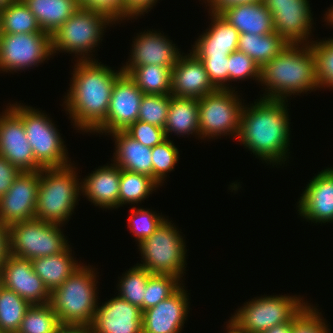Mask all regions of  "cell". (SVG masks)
Returning <instances> with one entry per match:
<instances>
[{
	"mask_svg": "<svg viewBox=\"0 0 333 333\" xmlns=\"http://www.w3.org/2000/svg\"><path fill=\"white\" fill-rule=\"evenodd\" d=\"M287 102L258 98L254 104L243 106L240 117L238 141L259 160L272 163L273 167L285 164L290 154L291 122Z\"/></svg>",
	"mask_w": 333,
	"mask_h": 333,
	"instance_id": "6da1fadb",
	"label": "cell"
},
{
	"mask_svg": "<svg viewBox=\"0 0 333 333\" xmlns=\"http://www.w3.org/2000/svg\"><path fill=\"white\" fill-rule=\"evenodd\" d=\"M73 70L64 109L74 128L93 133L106 119L114 83L123 70L115 72L98 60H77Z\"/></svg>",
	"mask_w": 333,
	"mask_h": 333,
	"instance_id": "7a4b0ae2",
	"label": "cell"
},
{
	"mask_svg": "<svg viewBox=\"0 0 333 333\" xmlns=\"http://www.w3.org/2000/svg\"><path fill=\"white\" fill-rule=\"evenodd\" d=\"M265 90L259 98L285 100L291 95L319 90L315 53L310 44L288 45L260 69ZM300 93V94H299Z\"/></svg>",
	"mask_w": 333,
	"mask_h": 333,
	"instance_id": "3957f363",
	"label": "cell"
},
{
	"mask_svg": "<svg viewBox=\"0 0 333 333\" xmlns=\"http://www.w3.org/2000/svg\"><path fill=\"white\" fill-rule=\"evenodd\" d=\"M76 172L73 163L39 171L35 218L58 225L69 221L81 195V178Z\"/></svg>",
	"mask_w": 333,
	"mask_h": 333,
	"instance_id": "277c9868",
	"label": "cell"
},
{
	"mask_svg": "<svg viewBox=\"0 0 333 333\" xmlns=\"http://www.w3.org/2000/svg\"><path fill=\"white\" fill-rule=\"evenodd\" d=\"M97 273L90 266L76 269L51 293L50 304L61 325L90 326L97 310ZM97 297V298H96Z\"/></svg>",
	"mask_w": 333,
	"mask_h": 333,
	"instance_id": "5b68a950",
	"label": "cell"
},
{
	"mask_svg": "<svg viewBox=\"0 0 333 333\" xmlns=\"http://www.w3.org/2000/svg\"><path fill=\"white\" fill-rule=\"evenodd\" d=\"M113 23L105 13L79 7L51 34V52L73 53L78 61L96 60L91 53L102 42L104 29Z\"/></svg>",
	"mask_w": 333,
	"mask_h": 333,
	"instance_id": "8992f818",
	"label": "cell"
},
{
	"mask_svg": "<svg viewBox=\"0 0 333 333\" xmlns=\"http://www.w3.org/2000/svg\"><path fill=\"white\" fill-rule=\"evenodd\" d=\"M172 222L165 219L150 237L138 245L143 261L137 265L151 274L172 275L182 280L187 265L186 243Z\"/></svg>",
	"mask_w": 333,
	"mask_h": 333,
	"instance_id": "52a82bcc",
	"label": "cell"
},
{
	"mask_svg": "<svg viewBox=\"0 0 333 333\" xmlns=\"http://www.w3.org/2000/svg\"><path fill=\"white\" fill-rule=\"evenodd\" d=\"M8 104L22 119L35 161L41 168L63 167L71 163L65 142L46 113L17 102Z\"/></svg>",
	"mask_w": 333,
	"mask_h": 333,
	"instance_id": "ba28073f",
	"label": "cell"
},
{
	"mask_svg": "<svg viewBox=\"0 0 333 333\" xmlns=\"http://www.w3.org/2000/svg\"><path fill=\"white\" fill-rule=\"evenodd\" d=\"M61 227L37 218L9 225V254L32 260L63 252L69 241Z\"/></svg>",
	"mask_w": 333,
	"mask_h": 333,
	"instance_id": "9c48e42d",
	"label": "cell"
},
{
	"mask_svg": "<svg viewBox=\"0 0 333 333\" xmlns=\"http://www.w3.org/2000/svg\"><path fill=\"white\" fill-rule=\"evenodd\" d=\"M301 296L271 295L244 302L231 318L247 333H264L290 322L307 304Z\"/></svg>",
	"mask_w": 333,
	"mask_h": 333,
	"instance_id": "30bf717a",
	"label": "cell"
},
{
	"mask_svg": "<svg viewBox=\"0 0 333 333\" xmlns=\"http://www.w3.org/2000/svg\"><path fill=\"white\" fill-rule=\"evenodd\" d=\"M243 99L235 89H217L198 99L200 139L231 135L237 138Z\"/></svg>",
	"mask_w": 333,
	"mask_h": 333,
	"instance_id": "8fae6325",
	"label": "cell"
},
{
	"mask_svg": "<svg viewBox=\"0 0 333 333\" xmlns=\"http://www.w3.org/2000/svg\"><path fill=\"white\" fill-rule=\"evenodd\" d=\"M51 56L49 33H0V71L14 73L38 67Z\"/></svg>",
	"mask_w": 333,
	"mask_h": 333,
	"instance_id": "7c38bea8",
	"label": "cell"
},
{
	"mask_svg": "<svg viewBox=\"0 0 333 333\" xmlns=\"http://www.w3.org/2000/svg\"><path fill=\"white\" fill-rule=\"evenodd\" d=\"M263 3L272 14L275 32L288 43L313 42L309 40L314 26L308 0H263Z\"/></svg>",
	"mask_w": 333,
	"mask_h": 333,
	"instance_id": "4fadbf2b",
	"label": "cell"
},
{
	"mask_svg": "<svg viewBox=\"0 0 333 333\" xmlns=\"http://www.w3.org/2000/svg\"><path fill=\"white\" fill-rule=\"evenodd\" d=\"M142 90L126 73H122L115 81L111 94L106 119L93 131L110 134L125 130L138 120Z\"/></svg>",
	"mask_w": 333,
	"mask_h": 333,
	"instance_id": "5bb4252c",
	"label": "cell"
},
{
	"mask_svg": "<svg viewBox=\"0 0 333 333\" xmlns=\"http://www.w3.org/2000/svg\"><path fill=\"white\" fill-rule=\"evenodd\" d=\"M0 280L2 286L16 292L30 305L50 303L51 293L33 271L31 259L8 253L0 269Z\"/></svg>",
	"mask_w": 333,
	"mask_h": 333,
	"instance_id": "9a60e30c",
	"label": "cell"
},
{
	"mask_svg": "<svg viewBox=\"0 0 333 333\" xmlns=\"http://www.w3.org/2000/svg\"><path fill=\"white\" fill-rule=\"evenodd\" d=\"M39 171H22L0 198V222L9 226L35 218Z\"/></svg>",
	"mask_w": 333,
	"mask_h": 333,
	"instance_id": "2e32d148",
	"label": "cell"
},
{
	"mask_svg": "<svg viewBox=\"0 0 333 333\" xmlns=\"http://www.w3.org/2000/svg\"><path fill=\"white\" fill-rule=\"evenodd\" d=\"M0 155L21 171H40L22 119L7 106L0 114Z\"/></svg>",
	"mask_w": 333,
	"mask_h": 333,
	"instance_id": "e0dca14e",
	"label": "cell"
},
{
	"mask_svg": "<svg viewBox=\"0 0 333 333\" xmlns=\"http://www.w3.org/2000/svg\"><path fill=\"white\" fill-rule=\"evenodd\" d=\"M143 311L120 296L97 306L90 329L92 333H142Z\"/></svg>",
	"mask_w": 333,
	"mask_h": 333,
	"instance_id": "ac0fdd59",
	"label": "cell"
},
{
	"mask_svg": "<svg viewBox=\"0 0 333 333\" xmlns=\"http://www.w3.org/2000/svg\"><path fill=\"white\" fill-rule=\"evenodd\" d=\"M185 289L182 285L170 297L143 311L142 333H181L190 310Z\"/></svg>",
	"mask_w": 333,
	"mask_h": 333,
	"instance_id": "d6986e66",
	"label": "cell"
},
{
	"mask_svg": "<svg viewBox=\"0 0 333 333\" xmlns=\"http://www.w3.org/2000/svg\"><path fill=\"white\" fill-rule=\"evenodd\" d=\"M297 202L298 215L313 223L333 222V167L315 175Z\"/></svg>",
	"mask_w": 333,
	"mask_h": 333,
	"instance_id": "ffe728a7",
	"label": "cell"
},
{
	"mask_svg": "<svg viewBox=\"0 0 333 333\" xmlns=\"http://www.w3.org/2000/svg\"><path fill=\"white\" fill-rule=\"evenodd\" d=\"M216 90L202 61L191 51L182 53L171 69V95L200 99Z\"/></svg>",
	"mask_w": 333,
	"mask_h": 333,
	"instance_id": "44dd1931",
	"label": "cell"
},
{
	"mask_svg": "<svg viewBox=\"0 0 333 333\" xmlns=\"http://www.w3.org/2000/svg\"><path fill=\"white\" fill-rule=\"evenodd\" d=\"M137 33L133 39L130 58L123 66L159 65L170 67L176 64L182 54L178 46L165 35L155 30Z\"/></svg>",
	"mask_w": 333,
	"mask_h": 333,
	"instance_id": "7402d4cb",
	"label": "cell"
},
{
	"mask_svg": "<svg viewBox=\"0 0 333 333\" xmlns=\"http://www.w3.org/2000/svg\"><path fill=\"white\" fill-rule=\"evenodd\" d=\"M92 172L81 181V194L102 209L119 208L121 169L111 163Z\"/></svg>",
	"mask_w": 333,
	"mask_h": 333,
	"instance_id": "603a6c76",
	"label": "cell"
},
{
	"mask_svg": "<svg viewBox=\"0 0 333 333\" xmlns=\"http://www.w3.org/2000/svg\"><path fill=\"white\" fill-rule=\"evenodd\" d=\"M211 23L192 45L197 57H228L237 51L240 33L221 15L209 14Z\"/></svg>",
	"mask_w": 333,
	"mask_h": 333,
	"instance_id": "cb8c5ba5",
	"label": "cell"
},
{
	"mask_svg": "<svg viewBox=\"0 0 333 333\" xmlns=\"http://www.w3.org/2000/svg\"><path fill=\"white\" fill-rule=\"evenodd\" d=\"M106 135L114 137V164L120 169L137 172L153 178L152 148L144 146L129 136L124 130L114 131Z\"/></svg>",
	"mask_w": 333,
	"mask_h": 333,
	"instance_id": "d4e9b609",
	"label": "cell"
},
{
	"mask_svg": "<svg viewBox=\"0 0 333 333\" xmlns=\"http://www.w3.org/2000/svg\"><path fill=\"white\" fill-rule=\"evenodd\" d=\"M220 15L240 34L265 35L275 31L272 14L263 2L234 6Z\"/></svg>",
	"mask_w": 333,
	"mask_h": 333,
	"instance_id": "484cf974",
	"label": "cell"
},
{
	"mask_svg": "<svg viewBox=\"0 0 333 333\" xmlns=\"http://www.w3.org/2000/svg\"><path fill=\"white\" fill-rule=\"evenodd\" d=\"M31 264L33 271L43 280L50 293L82 265L72 255L70 245L59 254L32 259Z\"/></svg>",
	"mask_w": 333,
	"mask_h": 333,
	"instance_id": "4316f807",
	"label": "cell"
},
{
	"mask_svg": "<svg viewBox=\"0 0 333 333\" xmlns=\"http://www.w3.org/2000/svg\"><path fill=\"white\" fill-rule=\"evenodd\" d=\"M165 137L174 132L182 137L184 135H198L199 133V109L198 99L187 97H176L171 95L167 121L164 127ZM170 133V134H169Z\"/></svg>",
	"mask_w": 333,
	"mask_h": 333,
	"instance_id": "83f0119b",
	"label": "cell"
},
{
	"mask_svg": "<svg viewBox=\"0 0 333 333\" xmlns=\"http://www.w3.org/2000/svg\"><path fill=\"white\" fill-rule=\"evenodd\" d=\"M41 29L50 35L80 7L77 0H23Z\"/></svg>",
	"mask_w": 333,
	"mask_h": 333,
	"instance_id": "f1b7e54d",
	"label": "cell"
},
{
	"mask_svg": "<svg viewBox=\"0 0 333 333\" xmlns=\"http://www.w3.org/2000/svg\"><path fill=\"white\" fill-rule=\"evenodd\" d=\"M288 42L277 32L265 35L240 34L237 50L248 55L260 68L277 56Z\"/></svg>",
	"mask_w": 333,
	"mask_h": 333,
	"instance_id": "f546056e",
	"label": "cell"
},
{
	"mask_svg": "<svg viewBox=\"0 0 333 333\" xmlns=\"http://www.w3.org/2000/svg\"><path fill=\"white\" fill-rule=\"evenodd\" d=\"M144 94L171 95V68L159 65L122 66Z\"/></svg>",
	"mask_w": 333,
	"mask_h": 333,
	"instance_id": "4dcf8cb0",
	"label": "cell"
},
{
	"mask_svg": "<svg viewBox=\"0 0 333 333\" xmlns=\"http://www.w3.org/2000/svg\"><path fill=\"white\" fill-rule=\"evenodd\" d=\"M43 30L23 0H13L0 10V33H42Z\"/></svg>",
	"mask_w": 333,
	"mask_h": 333,
	"instance_id": "1f68e13d",
	"label": "cell"
},
{
	"mask_svg": "<svg viewBox=\"0 0 333 333\" xmlns=\"http://www.w3.org/2000/svg\"><path fill=\"white\" fill-rule=\"evenodd\" d=\"M158 187L160 185L151 176L121 169L119 207L130 203L138 205Z\"/></svg>",
	"mask_w": 333,
	"mask_h": 333,
	"instance_id": "d6a6232c",
	"label": "cell"
},
{
	"mask_svg": "<svg viewBox=\"0 0 333 333\" xmlns=\"http://www.w3.org/2000/svg\"><path fill=\"white\" fill-rule=\"evenodd\" d=\"M31 305L16 292L0 287V331L17 333L25 312Z\"/></svg>",
	"mask_w": 333,
	"mask_h": 333,
	"instance_id": "836d02e7",
	"label": "cell"
},
{
	"mask_svg": "<svg viewBox=\"0 0 333 333\" xmlns=\"http://www.w3.org/2000/svg\"><path fill=\"white\" fill-rule=\"evenodd\" d=\"M60 325L50 303L31 305L25 312L17 333H54Z\"/></svg>",
	"mask_w": 333,
	"mask_h": 333,
	"instance_id": "e575fe53",
	"label": "cell"
},
{
	"mask_svg": "<svg viewBox=\"0 0 333 333\" xmlns=\"http://www.w3.org/2000/svg\"><path fill=\"white\" fill-rule=\"evenodd\" d=\"M122 275L117 285V290L119 291L118 296L138 306L143 311L145 287L153 274L136 264Z\"/></svg>",
	"mask_w": 333,
	"mask_h": 333,
	"instance_id": "d590c367",
	"label": "cell"
},
{
	"mask_svg": "<svg viewBox=\"0 0 333 333\" xmlns=\"http://www.w3.org/2000/svg\"><path fill=\"white\" fill-rule=\"evenodd\" d=\"M180 282L179 278L172 275L153 274L145 287L143 311L174 294L183 285Z\"/></svg>",
	"mask_w": 333,
	"mask_h": 333,
	"instance_id": "8d00e7d4",
	"label": "cell"
},
{
	"mask_svg": "<svg viewBox=\"0 0 333 333\" xmlns=\"http://www.w3.org/2000/svg\"><path fill=\"white\" fill-rule=\"evenodd\" d=\"M179 156L178 148L169 138L152 147L153 178L160 186L166 180V173L174 170Z\"/></svg>",
	"mask_w": 333,
	"mask_h": 333,
	"instance_id": "74e56055",
	"label": "cell"
},
{
	"mask_svg": "<svg viewBox=\"0 0 333 333\" xmlns=\"http://www.w3.org/2000/svg\"><path fill=\"white\" fill-rule=\"evenodd\" d=\"M170 101L171 95L144 94L140 103L138 120L164 129Z\"/></svg>",
	"mask_w": 333,
	"mask_h": 333,
	"instance_id": "f35d334b",
	"label": "cell"
},
{
	"mask_svg": "<svg viewBox=\"0 0 333 333\" xmlns=\"http://www.w3.org/2000/svg\"><path fill=\"white\" fill-rule=\"evenodd\" d=\"M327 39L313 41L310 46L315 53L316 77L320 88L333 89V38Z\"/></svg>",
	"mask_w": 333,
	"mask_h": 333,
	"instance_id": "ab89813d",
	"label": "cell"
},
{
	"mask_svg": "<svg viewBox=\"0 0 333 333\" xmlns=\"http://www.w3.org/2000/svg\"><path fill=\"white\" fill-rule=\"evenodd\" d=\"M128 218V227L138 245L146 238L150 237L159 225L166 219L160 213L150 209L132 207Z\"/></svg>",
	"mask_w": 333,
	"mask_h": 333,
	"instance_id": "60d3db41",
	"label": "cell"
},
{
	"mask_svg": "<svg viewBox=\"0 0 333 333\" xmlns=\"http://www.w3.org/2000/svg\"><path fill=\"white\" fill-rule=\"evenodd\" d=\"M311 304L307 303L292 319V333H331L320 310Z\"/></svg>",
	"mask_w": 333,
	"mask_h": 333,
	"instance_id": "b9f144b4",
	"label": "cell"
},
{
	"mask_svg": "<svg viewBox=\"0 0 333 333\" xmlns=\"http://www.w3.org/2000/svg\"><path fill=\"white\" fill-rule=\"evenodd\" d=\"M260 66L248 55L240 51H234L229 55V83L237 80L255 79L260 81Z\"/></svg>",
	"mask_w": 333,
	"mask_h": 333,
	"instance_id": "7bdbcfd3",
	"label": "cell"
},
{
	"mask_svg": "<svg viewBox=\"0 0 333 333\" xmlns=\"http://www.w3.org/2000/svg\"><path fill=\"white\" fill-rule=\"evenodd\" d=\"M129 136L142 143L144 146L152 148L166 139L163 128L137 120L124 130Z\"/></svg>",
	"mask_w": 333,
	"mask_h": 333,
	"instance_id": "ee69618b",
	"label": "cell"
},
{
	"mask_svg": "<svg viewBox=\"0 0 333 333\" xmlns=\"http://www.w3.org/2000/svg\"><path fill=\"white\" fill-rule=\"evenodd\" d=\"M204 64L212 85L216 89H234L229 85L228 57H198ZM228 83V84H227ZM230 87V88H229Z\"/></svg>",
	"mask_w": 333,
	"mask_h": 333,
	"instance_id": "f6af8a7d",
	"label": "cell"
},
{
	"mask_svg": "<svg viewBox=\"0 0 333 333\" xmlns=\"http://www.w3.org/2000/svg\"><path fill=\"white\" fill-rule=\"evenodd\" d=\"M81 8L92 9L109 16L114 22L123 20V0H77Z\"/></svg>",
	"mask_w": 333,
	"mask_h": 333,
	"instance_id": "bcb514c9",
	"label": "cell"
},
{
	"mask_svg": "<svg viewBox=\"0 0 333 333\" xmlns=\"http://www.w3.org/2000/svg\"><path fill=\"white\" fill-rule=\"evenodd\" d=\"M157 2L158 0H123V20L136 19L150 11Z\"/></svg>",
	"mask_w": 333,
	"mask_h": 333,
	"instance_id": "7dc6e473",
	"label": "cell"
},
{
	"mask_svg": "<svg viewBox=\"0 0 333 333\" xmlns=\"http://www.w3.org/2000/svg\"><path fill=\"white\" fill-rule=\"evenodd\" d=\"M22 171L0 155V198L7 193Z\"/></svg>",
	"mask_w": 333,
	"mask_h": 333,
	"instance_id": "c3c4849f",
	"label": "cell"
},
{
	"mask_svg": "<svg viewBox=\"0 0 333 333\" xmlns=\"http://www.w3.org/2000/svg\"><path fill=\"white\" fill-rule=\"evenodd\" d=\"M203 1L205 4H208L206 6L209 7L208 8L209 14L211 13V14H216V15H220L222 12H224L228 8H231L234 6L263 2V0H203Z\"/></svg>",
	"mask_w": 333,
	"mask_h": 333,
	"instance_id": "681fc988",
	"label": "cell"
},
{
	"mask_svg": "<svg viewBox=\"0 0 333 333\" xmlns=\"http://www.w3.org/2000/svg\"><path fill=\"white\" fill-rule=\"evenodd\" d=\"M8 253V226L0 222V269Z\"/></svg>",
	"mask_w": 333,
	"mask_h": 333,
	"instance_id": "f907efd6",
	"label": "cell"
},
{
	"mask_svg": "<svg viewBox=\"0 0 333 333\" xmlns=\"http://www.w3.org/2000/svg\"><path fill=\"white\" fill-rule=\"evenodd\" d=\"M54 333H92L90 326L60 325Z\"/></svg>",
	"mask_w": 333,
	"mask_h": 333,
	"instance_id": "816d5d0a",
	"label": "cell"
},
{
	"mask_svg": "<svg viewBox=\"0 0 333 333\" xmlns=\"http://www.w3.org/2000/svg\"><path fill=\"white\" fill-rule=\"evenodd\" d=\"M264 333H292V320L266 330Z\"/></svg>",
	"mask_w": 333,
	"mask_h": 333,
	"instance_id": "f5cc1de1",
	"label": "cell"
},
{
	"mask_svg": "<svg viewBox=\"0 0 333 333\" xmlns=\"http://www.w3.org/2000/svg\"><path fill=\"white\" fill-rule=\"evenodd\" d=\"M226 333H247L231 317L226 325Z\"/></svg>",
	"mask_w": 333,
	"mask_h": 333,
	"instance_id": "db71d44e",
	"label": "cell"
},
{
	"mask_svg": "<svg viewBox=\"0 0 333 333\" xmlns=\"http://www.w3.org/2000/svg\"><path fill=\"white\" fill-rule=\"evenodd\" d=\"M324 15H325L324 21H326L328 25L333 26V6L330 7V9L328 8V11Z\"/></svg>",
	"mask_w": 333,
	"mask_h": 333,
	"instance_id": "11a10c76",
	"label": "cell"
},
{
	"mask_svg": "<svg viewBox=\"0 0 333 333\" xmlns=\"http://www.w3.org/2000/svg\"><path fill=\"white\" fill-rule=\"evenodd\" d=\"M13 0H0V10L3 9L6 5H8Z\"/></svg>",
	"mask_w": 333,
	"mask_h": 333,
	"instance_id": "9f6ffc18",
	"label": "cell"
}]
</instances>
